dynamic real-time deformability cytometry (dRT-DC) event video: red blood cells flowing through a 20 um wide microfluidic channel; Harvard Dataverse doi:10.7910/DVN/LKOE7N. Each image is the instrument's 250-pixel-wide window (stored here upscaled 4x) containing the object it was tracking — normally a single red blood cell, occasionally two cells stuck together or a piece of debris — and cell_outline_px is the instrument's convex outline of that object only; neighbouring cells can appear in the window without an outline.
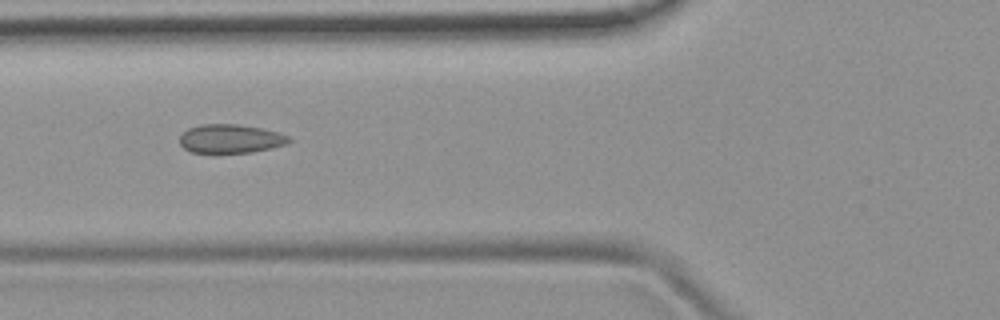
{"species": "common noctule bat (a hibernating species)", "species_latin": "Nyctalus noctula", "temperature_condition": "room temperature", "stored_images_in_passage": 6, "camera_frame_rate_fps": 3000, "um_per_image_px": 0.085, "animal": {"sex": "female", "body_mass_g": 19.9}, "frame": {"image": 1, "passage_image": 6, "time_ms": 6.333, "image_size_px": [1000, 320], "cell_outline_px": [[292, 140], [284, 144], [252, 152], [216, 156], [212, 156], [192, 152], [184, 148], [180, 144], [180, 136], [188, 128], [200, 124], [236, 124], [260, 128], [276, 132], [288, 136]], "centroid_in_image_um": [19.5, 11.84], "position_along_channel_um": 106.3, "area_um2": 18.84}}